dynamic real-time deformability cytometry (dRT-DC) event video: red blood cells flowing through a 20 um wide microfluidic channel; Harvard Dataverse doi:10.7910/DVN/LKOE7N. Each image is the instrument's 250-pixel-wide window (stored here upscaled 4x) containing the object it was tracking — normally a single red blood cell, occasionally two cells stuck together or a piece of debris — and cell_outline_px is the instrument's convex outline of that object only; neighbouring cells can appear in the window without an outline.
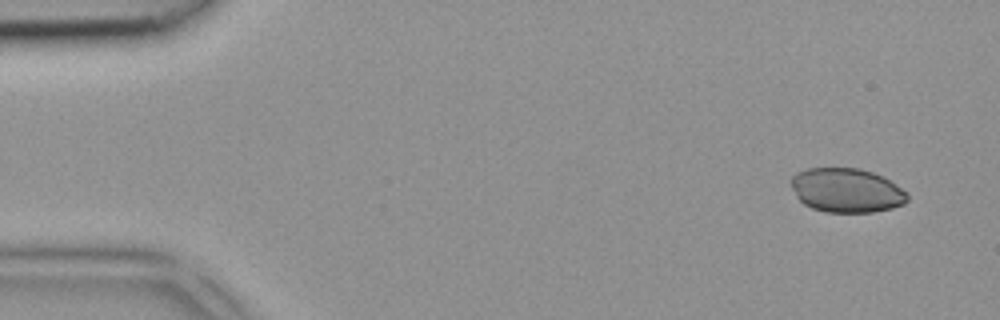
{"species": "common noctule bat (a hibernating species)", "species_latin": "Nyctalus noctula", "temperature_condition": "room temperature", "stored_images_in_passage": 5, "camera_frame_rate_fps": 3000, "um_per_image_px": 0.085, "animal": {"sex": "female", "body_mass_g": 18.4}, "frame": {"image": 1, "passage_image": 1, "time_ms": 0.0, "image_size_px": [1000, 320], "cell_outline_px": [[908, 200], [904, 204], [892, 208], [872, 212], [824, 212], [812, 208], [804, 204], [796, 196], [792, 188], [792, 176], [796, 172], [808, 168], [860, 168], [884, 176], [908, 192]], "centroid_in_image_um": [71.98, 16.17], "position_along_channel_um": 13.0, "area_um2": 30.17}}